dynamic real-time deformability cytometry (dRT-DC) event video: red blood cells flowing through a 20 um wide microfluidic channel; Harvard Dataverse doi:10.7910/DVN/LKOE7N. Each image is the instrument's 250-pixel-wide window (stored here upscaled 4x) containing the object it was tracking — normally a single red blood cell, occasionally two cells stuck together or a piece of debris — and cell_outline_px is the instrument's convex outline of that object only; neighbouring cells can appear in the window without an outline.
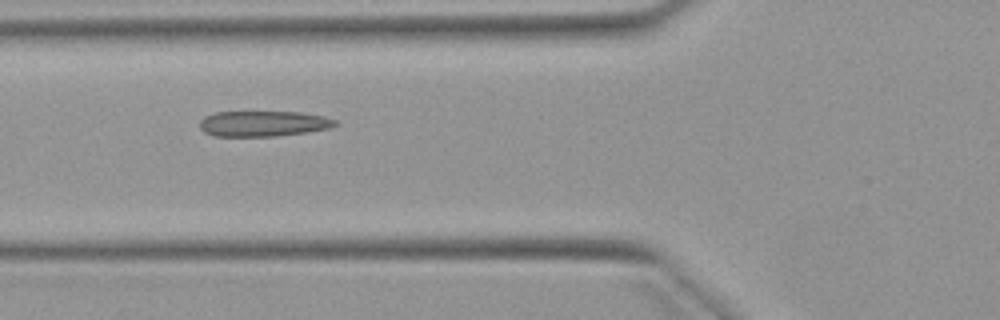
{"species": "Egyptian fruit bat (a non-hibernating species)", "species_latin": "Rousettus aegyptiacus", "temperature_condition": "warm", "stored_images_in_passage": 4, "camera_frame_rate_fps": 3000, "um_per_image_px": 0.085, "animal": {"sex": "female"}, "frame": {"image": 1, "passage_image": 2, "time_ms": 1.0, "image_size_px": [1000, 320], "cell_outline_px": [[340, 124], [328, 128], [308, 132], [276, 136], [216, 136], [204, 132], [200, 128], [200, 120], [204, 116], [216, 112], [300, 112], [324, 116], [336, 120]], "centroid_in_image_um": [22.39, 10.51], "position_along_channel_um": 103.4, "area_um2": 20.23}}
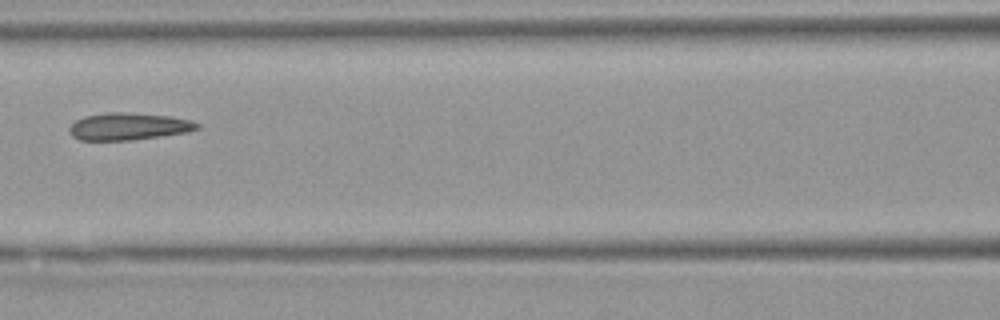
{"frame": {"image": 2, "passage_image": 3, "time_ms": 2.333, "image_size_px": [1000, 320], "cell_outline_px": [[200, 128], [188, 132], [132, 140], [80, 140], [72, 136], [68, 132], [68, 128], [76, 120], [84, 116], [108, 112], [124, 112], [172, 116], [192, 120], [200, 124]], "centroid_in_image_um": [10.94, 10.74], "position_along_channel_um": 155.7, "area_um2": 20.4}}
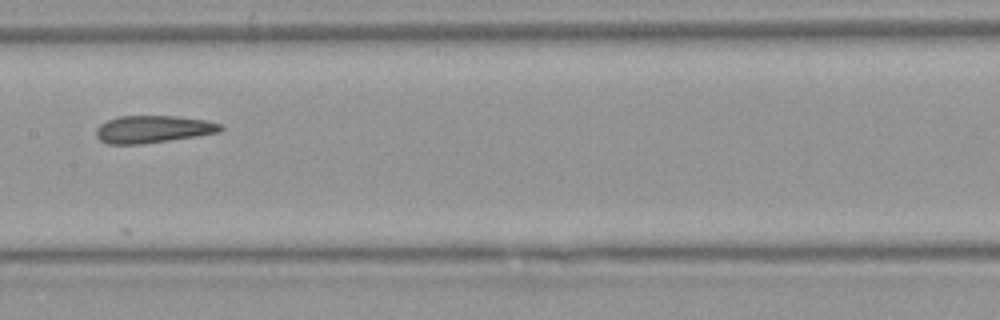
{"frame": {"image": 3, "passage_image": 4, "time_ms": 3.333, "image_size_px": [1000, 320], "cell_outline_px": [[224, 128], [220, 132], [196, 136], [140, 144], [108, 144], [100, 140], [96, 136], [96, 128], [100, 124], [108, 120], [120, 116], [176, 116], [204, 120], [220, 124]], "centroid_in_image_um": [12.98, 10.98], "position_along_channel_um": 194.4, "area_um2": 19.65}}